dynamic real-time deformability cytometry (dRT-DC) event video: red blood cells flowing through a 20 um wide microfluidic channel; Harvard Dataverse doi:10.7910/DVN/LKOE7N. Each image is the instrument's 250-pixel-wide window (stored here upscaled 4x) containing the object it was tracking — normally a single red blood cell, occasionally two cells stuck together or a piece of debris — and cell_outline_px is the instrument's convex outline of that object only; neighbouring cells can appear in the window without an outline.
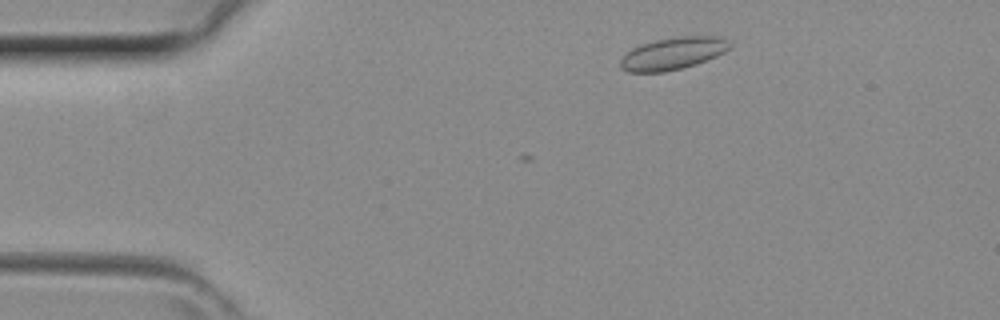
{"species": "common noctule bat (a hibernating species)", "species_latin": "Nyctalus noctula", "temperature_condition": "room temperature", "stored_images_in_passage": 4, "camera_frame_rate_fps": 3000, "um_per_image_px": 0.085, "animal": {"sex": "female", "body_mass_g": 29.2, "forearm_length_mm": 56.3}, "frame": {"image": 1, "passage_image": 4, "time_ms": 1.0, "image_size_px": [1000, 320], "cell_outline_px": [[732, 44], [724, 52], [716, 56], [696, 64], [664, 72], [628, 72], [620, 68], [620, 60], [632, 48], [640, 44], [656, 40], [676, 36], [720, 36], [728, 40]], "centroid_in_image_um": [57.2, 4.53], "position_along_channel_um": 27.8, "area_um2": 20.52}}